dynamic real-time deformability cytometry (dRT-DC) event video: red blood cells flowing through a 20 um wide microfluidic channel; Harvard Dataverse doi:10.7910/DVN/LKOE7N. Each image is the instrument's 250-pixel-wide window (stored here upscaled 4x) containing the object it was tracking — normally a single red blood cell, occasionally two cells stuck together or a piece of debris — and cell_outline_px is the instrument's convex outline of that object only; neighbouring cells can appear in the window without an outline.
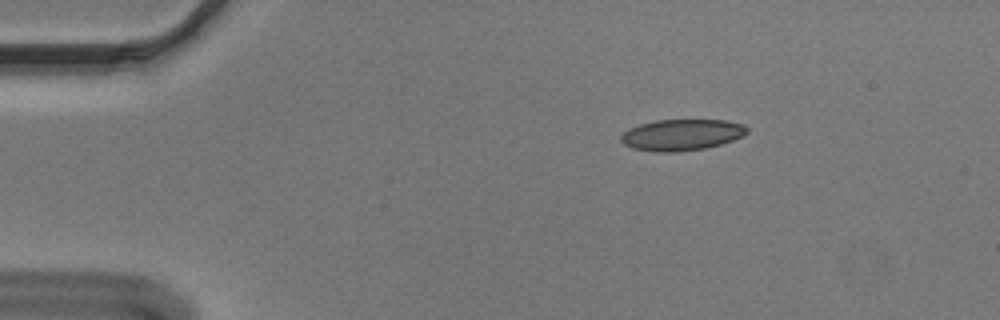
{"species": "Egyptian fruit bat (a non-hibernating species)", "species_latin": "Rousettus aegyptiacus", "temperature_condition": "cold", "stored_images_in_passage": 49, "camera_frame_rate_fps": 3000, "um_per_image_px": 0.085, "animal": {"sex": "male"}, "frame": {"image": 1, "passage_image": 3, "time_ms": 0.667, "image_size_px": [1000, 320], "cell_outline_px": [[748, 132], [744, 136], [720, 144], [704, 148], [680, 152], [652, 152], [632, 148], [624, 144], [620, 140], [620, 136], [628, 128], [640, 124], [656, 120], [724, 120], [744, 124], [748, 128]], "centroid_in_image_um": [57.93, 11.46], "position_along_channel_um": 27.1, "area_um2": 23.12}}
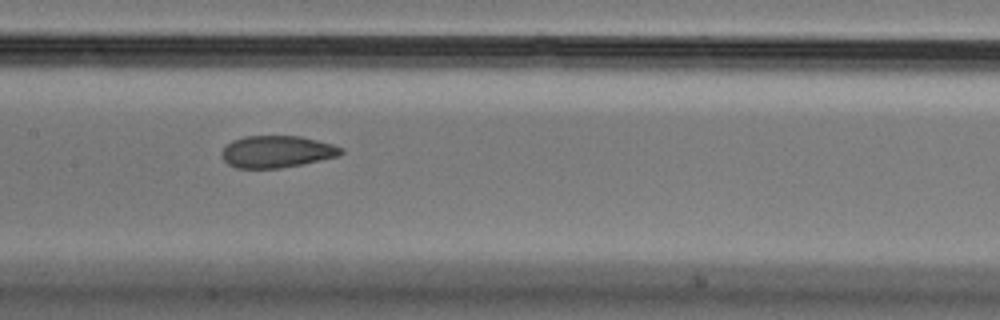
{"frame": {"image": 2, "passage_image": 21, "time_ms": 6.667, "image_size_px": [1000, 320], "cell_outline_px": [[344, 152], [340, 156], [304, 164], [280, 168], [236, 168], [228, 164], [220, 156], [220, 152], [232, 140], [244, 136], [300, 136], [332, 144], [344, 148]], "centroid_in_image_um": [23.54, 12.89], "position_along_channel_um": 183.9, "area_um2": 22.43}}
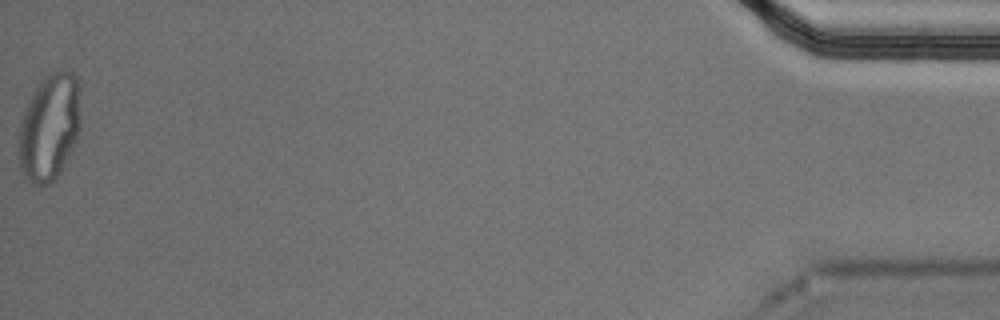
{"frame": {"image": 3, "passage_image": 49, "time_ms": 16.0, "image_size_px": [1000, 320], "cell_outline_px": [[80, 136], [76, 144], [56, 180], [48, 184], [32, 184], [24, 180], [20, 172], [20, 120], [36, 88], [48, 72], [72, 72], [76, 76], [80, 84]], "centroid_in_image_um": [4.25, 10.86], "position_along_channel_um": 431.0, "area_um2": 38.96}, "authors_computed_cell_mechanics": {"area_um2": 23.698, "velocity_mm_per_s": 3.6529, "shape_relaxation_time_tau1_ms": null, "shape_relaxation_time_tau2_ms": 1.9624, "deformation_change_tau1": null, "deformation_change_tau2": 0.0798}}